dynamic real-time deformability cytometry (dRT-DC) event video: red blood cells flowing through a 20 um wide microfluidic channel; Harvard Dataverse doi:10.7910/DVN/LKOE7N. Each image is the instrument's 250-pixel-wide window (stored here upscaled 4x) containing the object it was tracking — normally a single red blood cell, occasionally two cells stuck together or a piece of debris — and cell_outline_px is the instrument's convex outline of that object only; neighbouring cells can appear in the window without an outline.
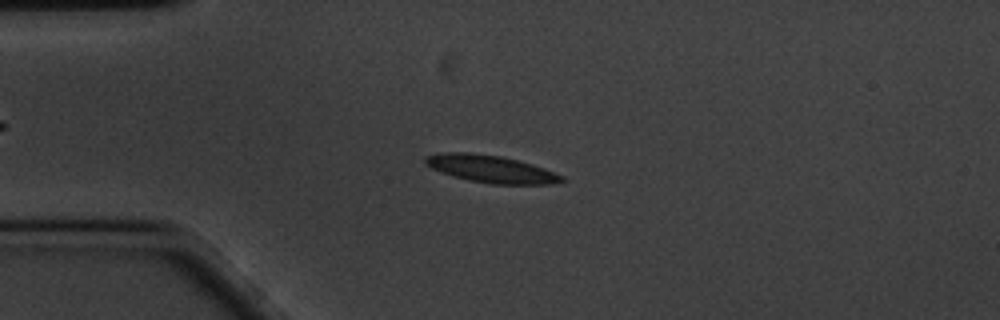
{"species": "common noctule bat (a hibernating species)", "species_latin": "Nyctalus noctula", "temperature_condition": "cold", "stored_images_in_passage": 59, "camera_frame_rate_fps": 3000, "um_per_image_px": 0.085, "animal": {"sex": "male", "body_mass_g": 20.1, "forearm_length_mm": 53.5}, "frame": {"image": 1, "passage_image": 14, "time_ms": 4.333, "image_size_px": [1000, 320], "cell_outline_px": [[564, 180], [552, 184], [492, 184], [468, 180], [452, 176], [440, 172], [424, 164], [424, 156], [444, 152], [468, 152], [500, 156], [532, 164], [544, 168], [564, 176]], "centroid_in_image_um": [41.69, 14.36], "position_along_channel_um": 43.3, "area_um2": 21.73}}
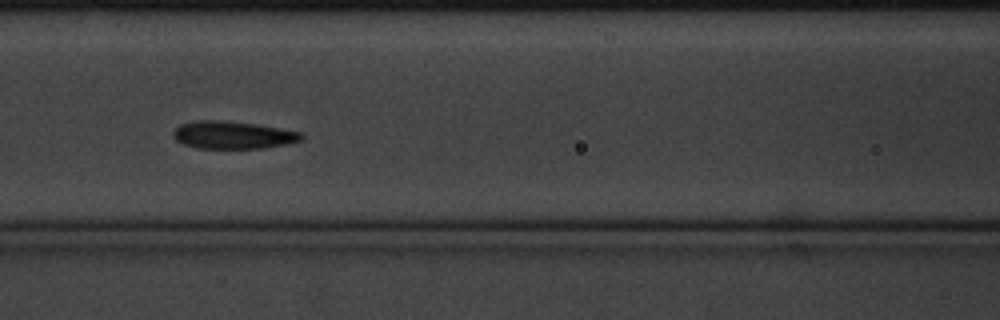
{"frame": {"image": 2, "passage_image": 25, "time_ms": 8.0, "image_size_px": [1000, 320], "cell_outline_px": [[304, 140], [264, 148], [196, 148], [184, 144], [176, 140], [172, 136], [172, 132], [180, 124], [192, 120], [220, 120], [256, 124], [280, 128], [300, 132], [304, 136]], "centroid_in_image_um": [19.77, 11.47], "position_along_channel_um": 146.8, "area_um2": 20.69}}
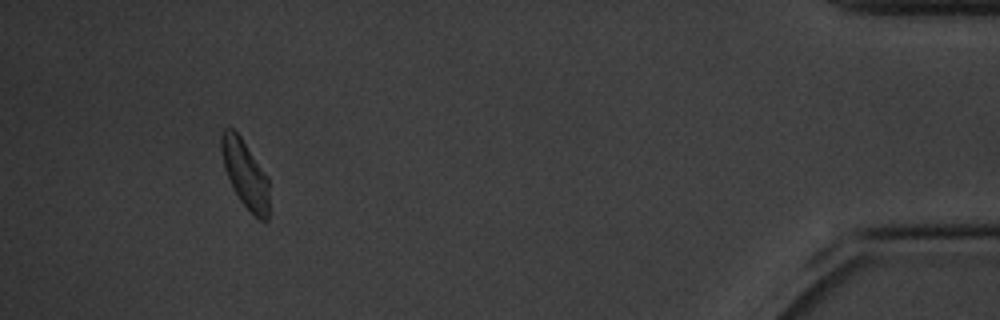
{"frame": {"image": 3, "passage_image": 55, "time_ms": 18.0, "image_size_px": [1000, 320], "cell_outline_px": [[268, 220], [260, 220], [240, 200], [224, 168], [220, 148], [220, 136], [224, 128], [232, 128], [240, 136], [268, 176]], "centroid_in_image_um": [20.83, 14.73], "position_along_channel_um": 414.4, "area_um2": 18.5}, "authors_computed_cell_mechanics": {"area_um2": 20.2878, "velocity_mm_per_s": 3.3326, "shape_relaxation_time_tau1_ms": 3.0067, "shape_relaxation_time_tau2_ms": 8.7433, "deformation_change_tau1": 0.1127, "deformation_change_tau2": 0.1337}}